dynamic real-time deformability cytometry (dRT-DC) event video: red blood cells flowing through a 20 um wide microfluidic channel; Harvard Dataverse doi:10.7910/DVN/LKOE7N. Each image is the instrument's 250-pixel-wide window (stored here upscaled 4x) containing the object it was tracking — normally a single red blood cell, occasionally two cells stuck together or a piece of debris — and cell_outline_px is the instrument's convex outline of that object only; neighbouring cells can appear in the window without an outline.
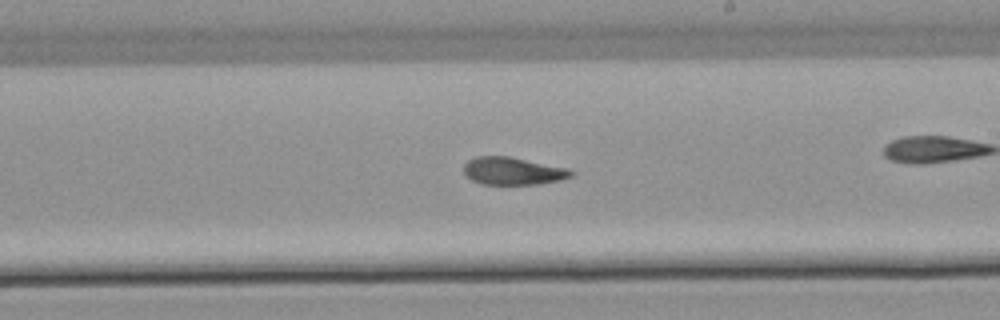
{"species": "common noctule bat (a hibernating species)", "species_latin": "Nyctalus noctula", "temperature_condition": "warm", "stored_images_in_passage": 45, "camera_frame_rate_fps": 3000, "um_per_image_px": 0.085, "animal": {"sex": "male", "body_mass_g": 21.5, "forearm_length_mm": 52.0}, "frame": {"image": 1, "passage_image": 32, "time_ms": 10.333, "image_size_px": [1000, 320], "cell_outline_px": [[576, 172], [572, 176], [560, 180], [540, 184], [484, 184], [472, 180], [464, 176], [464, 164], [468, 160], [476, 156], [508, 156], [568, 168]], "centroid_in_image_um": [43.59, 14.53], "position_along_channel_um": 245.4, "area_um2": 17.34}}